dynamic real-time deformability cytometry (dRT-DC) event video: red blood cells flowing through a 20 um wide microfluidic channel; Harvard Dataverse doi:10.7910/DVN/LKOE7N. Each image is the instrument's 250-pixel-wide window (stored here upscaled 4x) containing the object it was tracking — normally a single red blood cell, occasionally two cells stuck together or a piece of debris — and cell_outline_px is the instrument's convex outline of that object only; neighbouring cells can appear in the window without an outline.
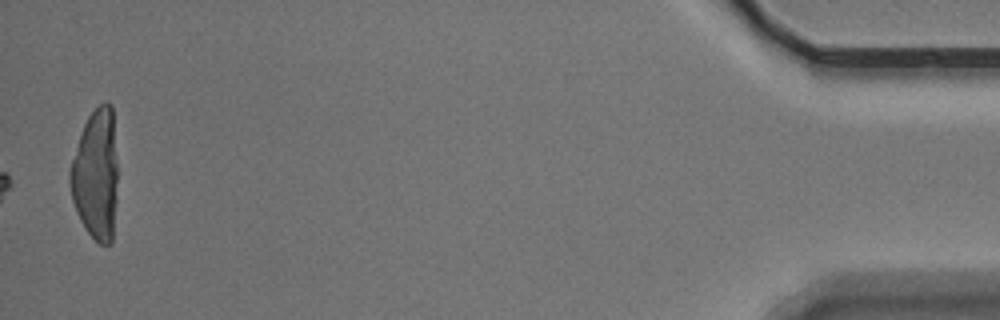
{"species": "Egyptian fruit bat (a non-hibernating species)", "species_latin": "Rousettus aegyptiacus", "temperature_condition": "warm", "stored_images_in_passage": 41, "camera_frame_rate_fps": 3000, "um_per_image_px": 0.085, "animal": {"sex": "male"}, "frame": {"image": 1, "passage_image": 41, "time_ms": 13.333, "image_size_px": [1000, 320], "cell_outline_px": [[116, 200], [112, 244], [100, 244], [84, 228], [76, 212], [72, 200], [68, 180], [68, 172], [80, 132], [88, 116], [104, 100], [108, 100], [112, 104], [116, 160]], "centroid_in_image_um": [8.13, 14.83], "position_along_channel_um": 427.1, "area_um2": 36.53}, "authors_computed_cell_mechanics": {"area_um2": 19.7098, "velocity_mm_per_s": 3.4446, "shape_relaxation_time_tau1_ms": 4.0992, "shape_relaxation_time_tau2_ms": null, "deformation_change_tau1": 0.1013, "deformation_change_tau2": null}}